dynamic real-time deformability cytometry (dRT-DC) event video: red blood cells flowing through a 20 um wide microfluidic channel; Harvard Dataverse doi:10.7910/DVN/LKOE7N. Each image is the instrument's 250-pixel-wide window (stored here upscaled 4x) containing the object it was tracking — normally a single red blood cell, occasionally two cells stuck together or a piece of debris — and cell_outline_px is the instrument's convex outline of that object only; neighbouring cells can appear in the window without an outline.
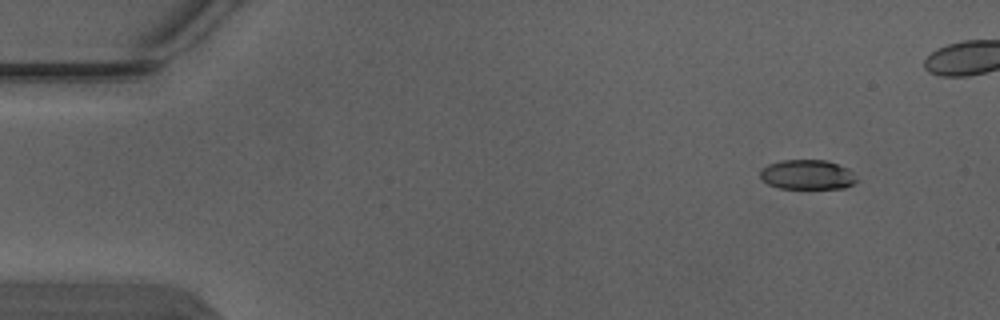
{"species": "Egyptian fruit bat (a non-hibernating species)", "species_latin": "Rousettus aegyptiacus", "temperature_condition": "warm", "stored_images_in_passage": 4, "camera_frame_rate_fps": 3000, "um_per_image_px": 0.085, "animal": {"sex": "male"}, "frame": {"image": 1, "passage_image": 1, "time_ms": 0.0, "image_size_px": [1000, 320], "cell_outline_px": [[856, 180], [852, 184], [844, 188], [780, 188], [768, 184], [760, 176], [760, 172], [768, 164], [784, 160], [828, 160], [848, 168], [852, 172]], "centroid_in_image_um": [68.63, 14.84], "position_along_channel_um": 16.4, "area_um2": 16.47}}
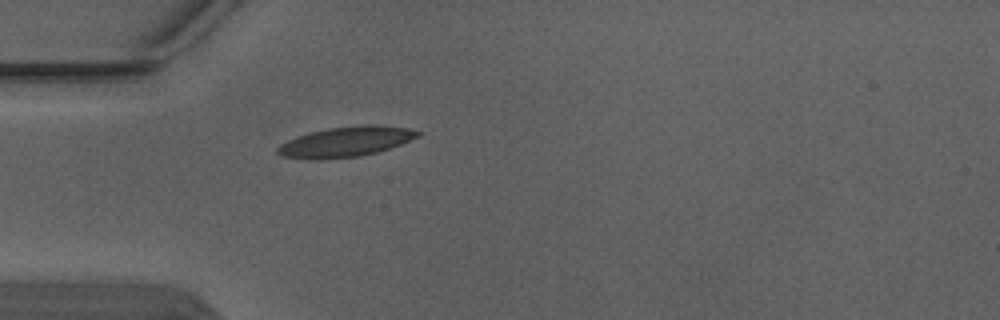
{"frame": {"image": 2, "passage_image": 4, "time_ms": 1.0, "image_size_px": [1000, 320], "cell_outline_px": [[424, 132], [420, 136], [400, 144], [376, 152], [360, 156], [320, 160], [316, 160], [284, 156], [276, 152], [276, 148], [280, 144], [288, 140], [312, 132], [328, 128], [364, 124], [380, 124], [408, 128]], "centroid_in_image_um": [29.44, 12.04], "position_along_channel_um": 55.6, "area_um2": 24.62}}